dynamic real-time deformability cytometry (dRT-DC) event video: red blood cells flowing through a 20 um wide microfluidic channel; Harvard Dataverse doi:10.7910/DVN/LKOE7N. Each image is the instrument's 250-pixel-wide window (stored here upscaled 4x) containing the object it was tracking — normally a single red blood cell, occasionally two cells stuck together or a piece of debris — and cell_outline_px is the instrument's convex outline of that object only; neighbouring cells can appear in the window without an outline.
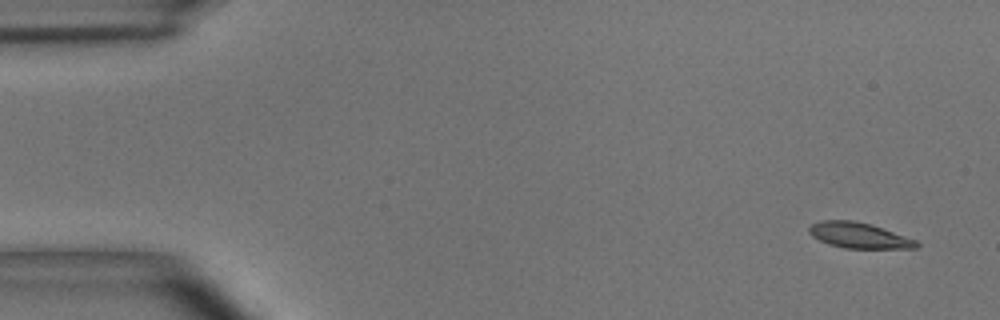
{"species": "common noctule bat (a hibernating species)", "species_latin": "Nyctalus noctula", "temperature_condition": "room temperature", "stored_images_in_passage": 5, "segment_of_instrument_passage": [1, 2], "camera_frame_rate_fps": 3000, "um_per_image_px": 0.085, "animal": {"sex": "male", "body_mass_g": 15.6}, "frame": {"image": 1, "passage_image": 1, "time_ms": 0.0, "image_size_px": [1000, 320], "cell_outline_px": [[920, 244], [916, 248], [844, 248], [828, 244], [812, 236], [808, 232], [808, 228], [812, 224], [820, 220], [856, 220], [872, 224], [916, 240]], "centroid_in_image_um": [72.99, 20.0], "position_along_channel_um": 12.0, "area_um2": 16.07}}